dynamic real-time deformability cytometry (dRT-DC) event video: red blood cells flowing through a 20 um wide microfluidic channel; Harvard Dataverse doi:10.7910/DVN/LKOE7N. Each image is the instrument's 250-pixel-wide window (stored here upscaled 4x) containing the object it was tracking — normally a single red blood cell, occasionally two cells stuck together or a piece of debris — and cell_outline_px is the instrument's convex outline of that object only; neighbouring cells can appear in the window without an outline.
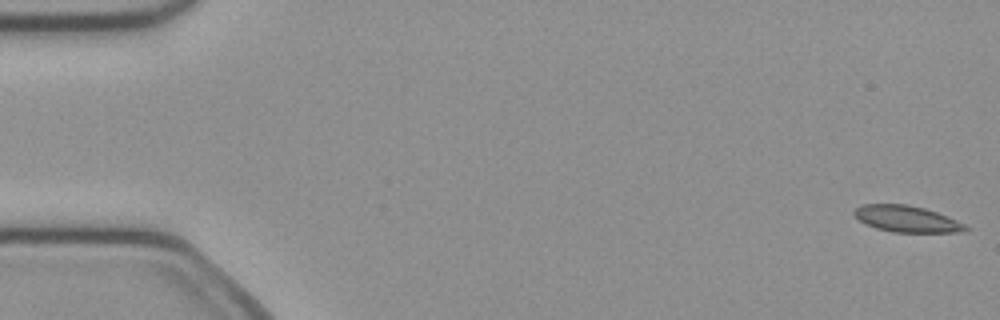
{"species": "common noctule bat (a hibernating species)", "species_latin": "Nyctalus noctula", "temperature_condition": "cold", "stored_images_in_passage": 52, "camera_frame_rate_fps": 3000, "um_per_image_px": 0.085, "animal": {"sex": "female", "body_mass_g": 21.9}, "frame": {"image": 1, "passage_image": 1, "time_ms": 0.0, "image_size_px": [1000, 320], "cell_outline_px": [[972, 228], [964, 232], [892, 232], [876, 228], [860, 220], [852, 212], [856, 208], [864, 204], [904, 204], [924, 208], [936, 212], [956, 220]], "centroid_in_image_um": [77.1, 18.61], "position_along_channel_um": 7.9, "area_um2": 16.94}}
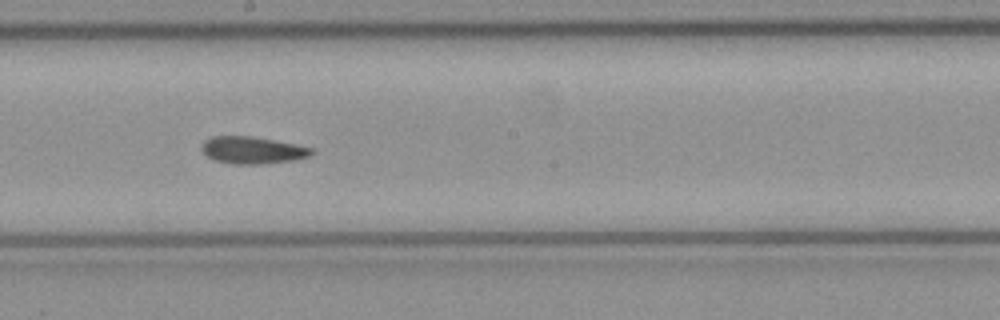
{"frame": {"image": 2, "passage_image": 28, "time_ms": 9.0, "image_size_px": [1000, 320], "cell_outline_px": [[316, 152], [308, 156], [292, 160], [260, 164], [232, 164], [216, 160], [208, 156], [200, 148], [204, 140], [212, 136], [252, 136], [296, 144], [316, 148]], "centroid_in_image_um": [21.49, 12.75], "position_along_channel_um": 226.7, "area_um2": 17.4}}
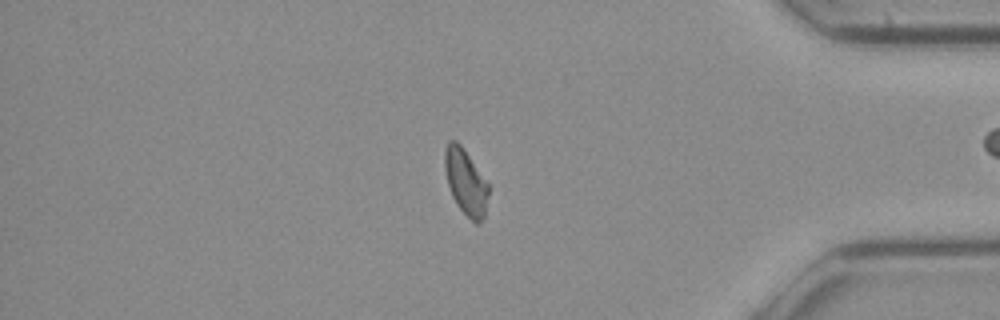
{"frame": {"image": 3, "passage_image": 43, "time_ms": 14.0, "image_size_px": [1000, 320], "cell_outline_px": [[488, 196], [484, 216], [476, 224], [456, 204], [452, 196], [448, 184], [444, 164], [444, 148], [448, 140], [456, 140], [460, 144], [488, 184]], "centroid_in_image_um": [39.55, 15.43], "position_along_channel_um": 395.6, "area_um2": 16.36}, "authors_computed_cell_mechanics": {"area_um2": 17.34, "velocity_mm_per_s": 4.0132, "shape_relaxation_time_tau1_ms": 7.1845, "shape_relaxation_time_tau2_ms": 4.2034, "deformation_change_tau1": 0.1306, "deformation_change_tau2": 0.098}}